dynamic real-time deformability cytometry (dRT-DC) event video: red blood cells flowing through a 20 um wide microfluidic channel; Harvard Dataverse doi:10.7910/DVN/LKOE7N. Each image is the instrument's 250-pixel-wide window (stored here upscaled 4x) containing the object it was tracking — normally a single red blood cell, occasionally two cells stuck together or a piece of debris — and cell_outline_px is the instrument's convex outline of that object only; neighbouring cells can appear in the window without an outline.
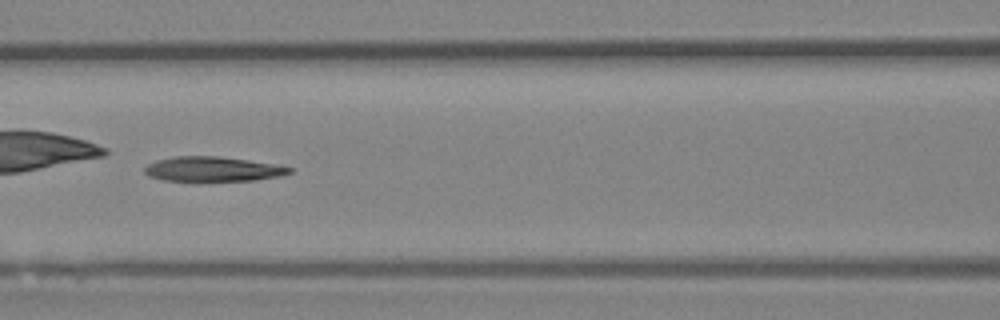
{"species": "Egyptian fruit bat (a non-hibernating species)", "species_latin": "Rousettus aegyptiacus", "temperature_condition": "room temperature", "stored_images_in_passage": 47, "camera_frame_rate_fps": 3000, "um_per_image_px": 0.085, "animal": {"sex": "female"}, "frame": {"image": 1, "passage_image": 21, "time_ms": 6.667, "image_size_px": [1000, 320], "cell_outline_px": [[292, 172], [280, 176], [256, 180], [196, 184], [164, 180], [148, 176], [144, 172], [144, 168], [148, 164], [156, 160], [176, 156], [216, 156], [248, 160], [272, 164], [292, 168]], "centroid_in_image_um": [18.02, 14.43], "position_along_channel_um": 148.6, "area_um2": 21.85}}
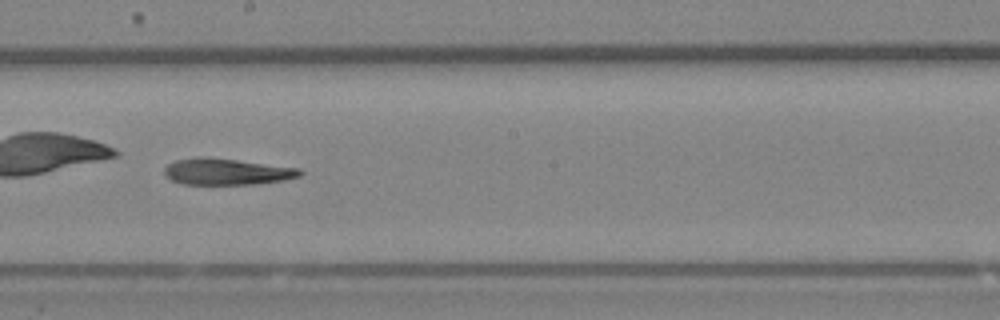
{"frame": {"image": 2, "passage_image": 27, "time_ms": 8.667, "image_size_px": [1000, 320], "cell_outline_px": [[304, 172], [300, 176], [284, 180], [256, 184], [180, 184], [172, 180], [164, 172], [164, 168], [168, 164], [176, 160], [196, 156], [204, 156], [300, 168]], "centroid_in_image_um": [19.27, 14.59], "position_along_channel_um": 228.9, "area_um2": 20.87}, "authors_computed_cell_mechanics": {"area_um2": 21.7328, "velocity_mm_per_s": 4.0579, "shape_relaxation_time_tau1_ms": 5.9329, "shape_relaxation_time_tau2_ms": 4.3132, "deformation_change_tau1": 0.1555, "deformation_change_tau2": 0.1381}}